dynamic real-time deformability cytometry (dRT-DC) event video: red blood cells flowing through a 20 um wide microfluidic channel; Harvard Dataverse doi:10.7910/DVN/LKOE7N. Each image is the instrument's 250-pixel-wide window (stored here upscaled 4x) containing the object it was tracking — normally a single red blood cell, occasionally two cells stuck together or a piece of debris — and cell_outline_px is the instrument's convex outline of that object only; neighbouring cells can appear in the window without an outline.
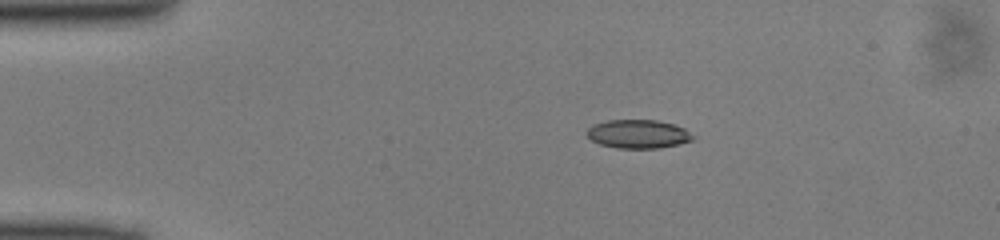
{"species": "common noctule bat (a hibernating species)", "species_latin": "Nyctalus noctula", "temperature_condition": "cold", "stored_images_in_passage": 41, "camera_frame_rate_fps": 3000, "um_per_image_px": 0.085, "animal": {"sex": "male", "body_mass_g": 13.0, "forearm_length_mm": 53.1}, "frame": {"image": 1, "passage_image": 1, "time_ms": 0.0, "image_size_px": [1000, 240], "cell_outline_px": [[696, 136], [692, 140], [680, 144], [660, 148], [616, 148], [600, 144], [592, 140], [584, 132], [592, 124], [608, 120], [656, 120], [676, 124], [684, 128]], "centroid_in_image_um": [54.25, 11.38], "position_along_channel_um": 30.7, "area_um2": 17.92}}
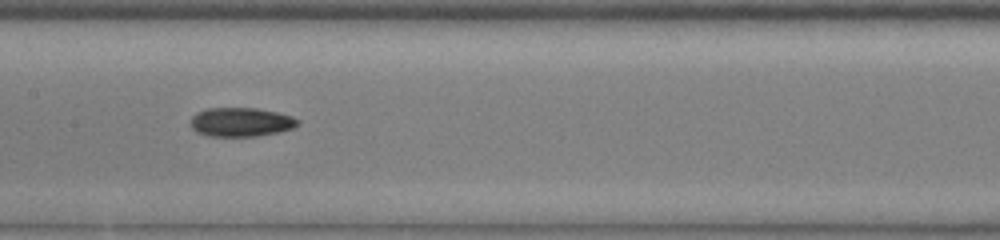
{"frame": {"image": 2, "passage_image": 16, "time_ms": 5.0, "image_size_px": [1000, 240], "cell_outline_px": [[300, 124], [292, 128], [276, 132], [256, 136], [208, 136], [196, 132], [192, 128], [192, 116], [196, 112], [208, 108], [256, 108], [276, 112], [292, 116], [300, 120]], "centroid_in_image_um": [20.48, 10.37], "position_along_channel_um": 186.9, "area_um2": 18.03}}
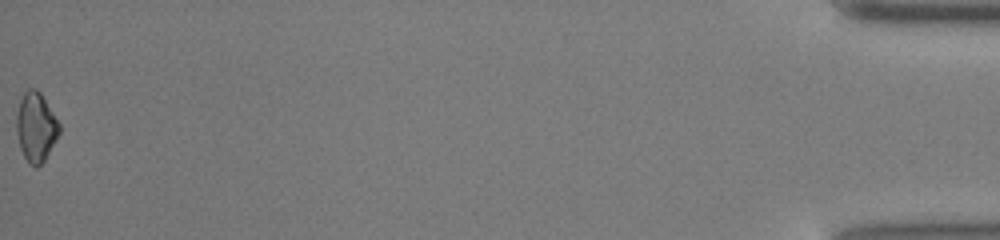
{"frame": {"image": 3, "passage_image": 41, "time_ms": 13.333, "image_size_px": [1000, 240], "cell_outline_px": [[60, 132], [56, 140], [44, 160], [36, 168], [28, 164], [20, 148], [16, 132], [16, 116], [20, 100], [24, 92], [28, 88], [36, 88], [40, 92], [60, 124]], "centroid_in_image_um": [3.04, 10.8], "position_along_channel_um": 432.2, "area_um2": 17.28}}